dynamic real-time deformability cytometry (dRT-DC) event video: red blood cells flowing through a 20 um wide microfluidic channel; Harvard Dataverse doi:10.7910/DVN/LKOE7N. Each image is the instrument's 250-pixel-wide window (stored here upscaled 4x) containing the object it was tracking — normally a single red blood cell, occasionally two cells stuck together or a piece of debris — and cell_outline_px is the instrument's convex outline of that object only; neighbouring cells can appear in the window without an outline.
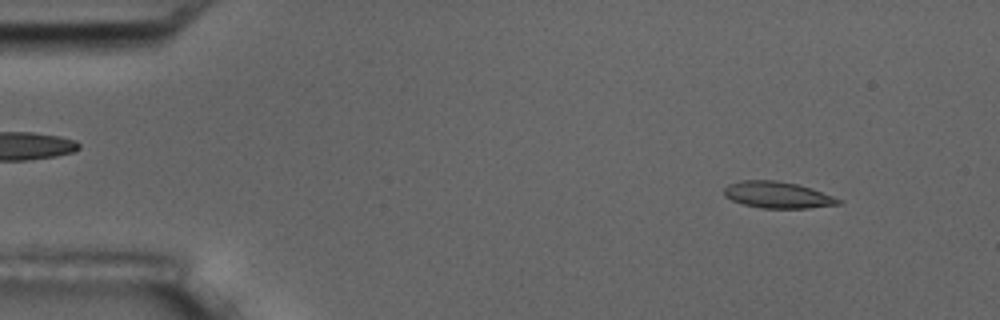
{"species": "common noctule bat (a hibernating species)", "species_latin": "Nyctalus noctula", "temperature_condition": "room temperature", "stored_images_in_passage": 3, "camera_frame_rate_fps": 3000, "um_per_image_px": 0.085, "animal": {"sex": "male", "body_mass_g": 17.5, "forearm_length_mm": 52.3}, "frame": {"image": 1, "passage_image": 1, "time_ms": 0.0, "image_size_px": [1000, 320], "cell_outline_px": [[844, 204], [808, 208], [760, 208], [744, 204], [732, 200], [724, 196], [724, 188], [728, 184], [740, 180], [776, 180], [796, 184], [812, 188], [844, 200]], "centroid_in_image_um": [66.13, 16.57], "position_along_channel_um": 18.9, "area_um2": 17.86}}
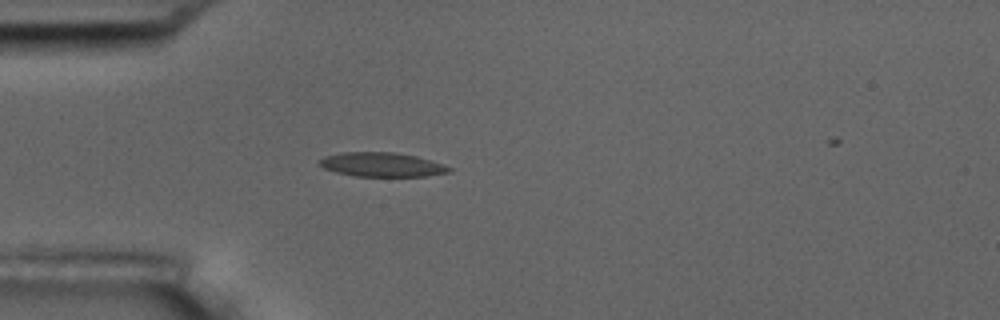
{"frame": {"image": 2, "passage_image": 3, "time_ms": 3.333, "image_size_px": [1000, 320], "cell_outline_px": [[452, 172], [428, 176], [356, 176], [336, 172], [324, 168], [316, 160], [324, 156], [340, 152], [392, 152], [416, 156], [432, 160], [444, 164], [452, 168]], "centroid_in_image_um": [32.47, 13.99], "position_along_channel_um": 52.5, "area_um2": 18.44}}